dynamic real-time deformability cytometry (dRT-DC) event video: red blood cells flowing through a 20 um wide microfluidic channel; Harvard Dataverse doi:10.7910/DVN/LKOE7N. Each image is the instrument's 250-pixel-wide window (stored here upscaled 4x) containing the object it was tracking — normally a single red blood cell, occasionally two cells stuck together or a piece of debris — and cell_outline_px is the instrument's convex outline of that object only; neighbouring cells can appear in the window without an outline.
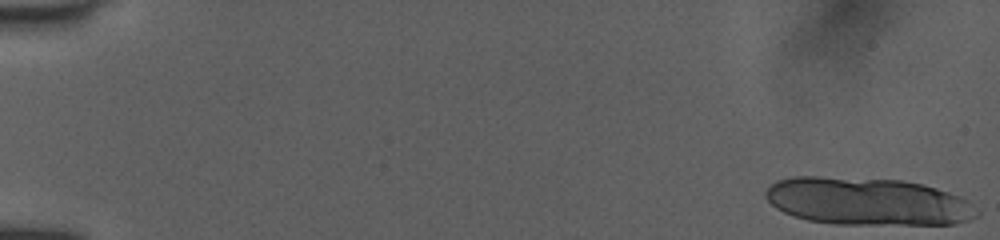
{"species": "human", "species_latin": "Homo sapiens", "temperature_condition": "room temperature", "stored_images_in_passage": 16, "camera_frame_rate_fps": 3000, "um_per_image_px": 0.085, "donor": {"sex": "female"}, "frame": {"image": 1, "passage_image": 1, "time_ms": 0.0, "image_size_px": [1000, 240], "cell_outline_px": [[980, 216], [968, 220], [952, 224], [836, 224], [808, 220], [792, 216], [776, 208], [764, 196], [764, 192], [776, 180], [792, 176], [816, 176], [900, 180], [920, 184], [936, 188], [960, 196], [968, 200], [980, 212]], "centroid_in_image_um": [73.73, 17.12], "position_along_channel_um": 11.3, "area_um2": 58.78}}